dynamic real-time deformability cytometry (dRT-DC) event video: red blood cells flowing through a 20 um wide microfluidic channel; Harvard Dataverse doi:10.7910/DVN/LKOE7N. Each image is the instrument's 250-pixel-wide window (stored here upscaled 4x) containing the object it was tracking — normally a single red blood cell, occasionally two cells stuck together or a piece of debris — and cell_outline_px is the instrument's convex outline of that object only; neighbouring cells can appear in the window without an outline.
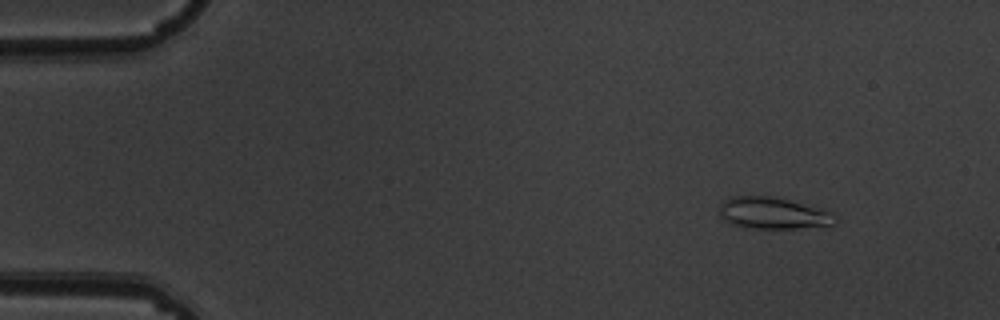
{"species": "common noctule bat (a hibernating species)", "species_latin": "Nyctalus noctula", "temperature_condition": "warm", "stored_images_in_passage": 5, "camera_frame_rate_fps": 3000, "um_per_image_px": 0.085, "animal": {"sex": "male", "body_mass_g": 19.5, "forearm_length_mm": 54.6}, "frame": {"image": 1, "passage_image": 5, "time_ms": 1.333, "image_size_px": [1000, 320], "cell_outline_px": [[840, 220], [832, 224], [796, 228], [744, 228], [732, 224], [724, 220], [720, 216], [720, 208], [724, 200], [732, 196], [776, 196], [832, 212]], "centroid_in_image_um": [65.7, 18.11], "position_along_channel_um": 19.3, "area_um2": 21.33}}